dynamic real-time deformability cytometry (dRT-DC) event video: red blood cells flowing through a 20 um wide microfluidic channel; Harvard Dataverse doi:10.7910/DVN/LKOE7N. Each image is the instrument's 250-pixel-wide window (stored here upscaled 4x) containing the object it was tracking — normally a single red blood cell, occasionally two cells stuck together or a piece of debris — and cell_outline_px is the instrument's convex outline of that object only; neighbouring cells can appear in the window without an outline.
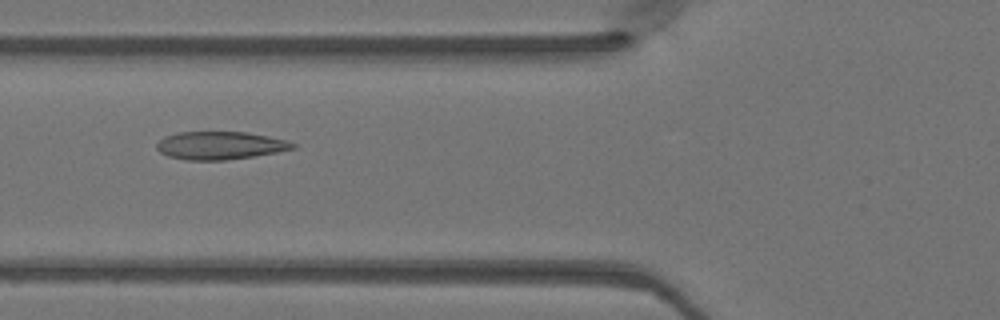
{"species": "Egyptian fruit bat (a non-hibernating species)", "species_latin": "Rousettus aegyptiacus", "temperature_condition": "warm", "stored_images_in_passage": 48, "camera_frame_rate_fps": 3000, "um_per_image_px": 0.085, "animal": {"sex": "female"}, "frame": {"image": 1, "passage_image": 18, "time_ms": 5.667, "image_size_px": [1000, 320], "cell_outline_px": [[296, 148], [276, 152], [252, 156], [224, 160], [188, 160], [168, 156], [160, 152], [156, 148], [156, 144], [164, 136], [176, 132], [244, 132], [268, 136], [284, 140], [296, 144]], "centroid_in_image_um": [18.66, 12.36], "position_along_channel_um": 107.1, "area_um2": 21.96}}
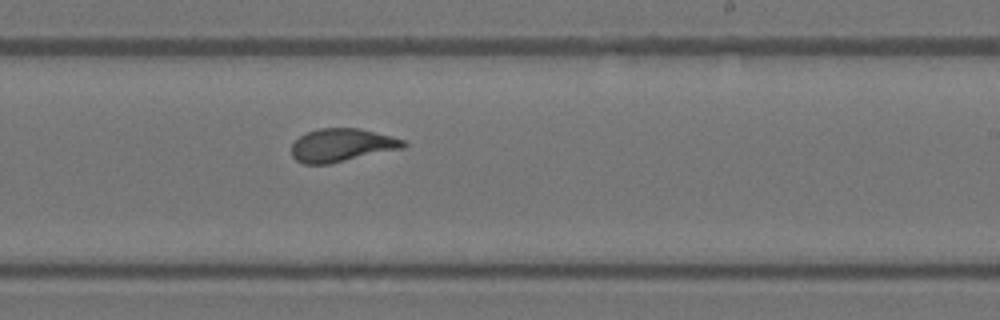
{"frame": {"image": 2, "passage_image": 29, "time_ms": 9.333, "image_size_px": [1000, 320], "cell_outline_px": [[408, 144], [404, 148], [328, 164], [304, 164], [296, 160], [292, 156], [292, 144], [300, 136], [308, 132], [320, 128], [356, 128], [392, 136], [404, 140]], "centroid_in_image_um": [29.06, 12.34], "position_along_channel_um": 259.9, "area_um2": 21.44}}
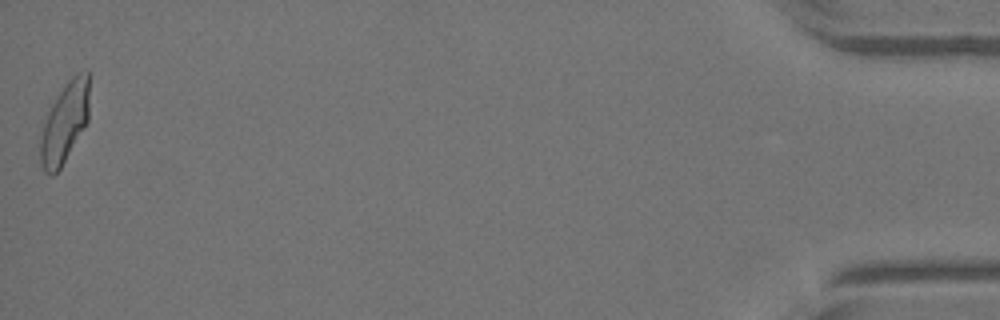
{"frame": {"image": 3, "passage_image": 48, "time_ms": 15.667, "image_size_px": [1000, 320], "cell_outline_px": [[88, 120], [84, 128], [60, 168], [52, 176], [48, 176], [44, 172], [40, 164], [40, 132], [48, 112], [56, 96], [68, 80], [76, 72], [88, 68]], "centroid_in_image_um": [5.47, 10.42], "position_along_channel_um": 429.7, "area_um2": 23.0}}